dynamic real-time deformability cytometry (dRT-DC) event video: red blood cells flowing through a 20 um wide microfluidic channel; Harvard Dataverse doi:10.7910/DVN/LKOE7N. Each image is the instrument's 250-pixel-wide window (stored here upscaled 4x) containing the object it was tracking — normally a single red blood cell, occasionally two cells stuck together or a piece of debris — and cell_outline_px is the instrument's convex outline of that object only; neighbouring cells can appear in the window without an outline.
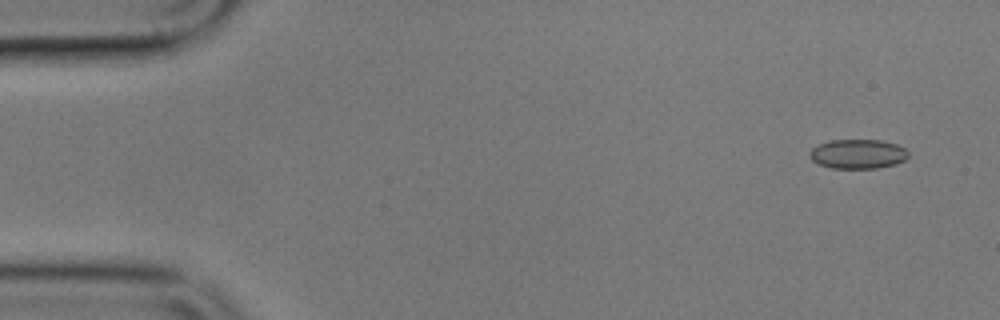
{"species": "common noctule bat (a hibernating species)", "species_latin": "Nyctalus noctula", "temperature_condition": "cold", "stored_images_in_passage": 6, "camera_frame_rate_fps": 3000, "um_per_image_px": 0.085, "animal": {"sex": "male", "body_mass_g": 17.9}, "frame": {"image": 1, "passage_image": 2, "time_ms": 1.0, "image_size_px": [1000, 320], "cell_outline_px": [[908, 156], [904, 160], [896, 164], [876, 168], [832, 168], [820, 164], [812, 160], [808, 156], [808, 152], [812, 148], [820, 144], [832, 140], [880, 140], [896, 144], [904, 148], [908, 152]], "centroid_in_image_um": [72.91, 13.09], "position_along_channel_um": 12.1, "area_um2": 16.82}}
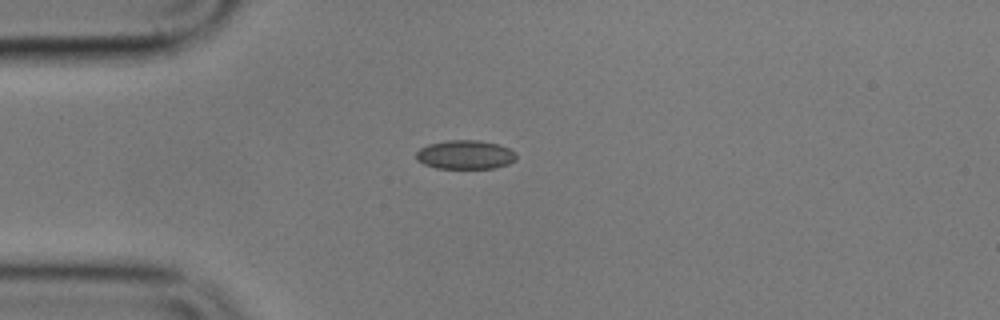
{"frame": {"image": 2, "passage_image": 5, "time_ms": 4.667, "image_size_px": [1000, 320], "cell_outline_px": [[516, 160], [508, 164], [496, 168], [436, 168], [424, 164], [416, 160], [416, 152], [420, 148], [428, 144], [444, 140], [476, 140], [500, 144], [516, 152]], "centroid_in_image_um": [39.55, 13.14], "position_along_channel_um": 45.5, "area_um2": 17.05}}